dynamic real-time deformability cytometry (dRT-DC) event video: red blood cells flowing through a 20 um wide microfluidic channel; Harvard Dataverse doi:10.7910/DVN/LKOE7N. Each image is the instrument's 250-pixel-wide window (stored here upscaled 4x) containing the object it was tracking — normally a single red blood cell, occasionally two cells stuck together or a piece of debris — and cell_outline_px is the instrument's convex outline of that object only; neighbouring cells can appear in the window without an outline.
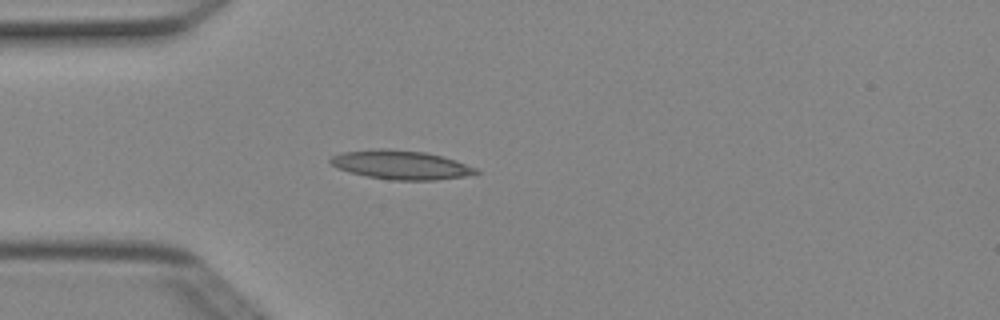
{"species": "Egyptian fruit bat (a non-hibernating species)", "species_latin": "Rousettus aegyptiacus", "temperature_condition": "cold", "stored_images_in_passage": 3, "camera_frame_rate_fps": 3000, "um_per_image_px": 0.085, "animal": {"sex": "female"}, "frame": {"image": 1, "passage_image": 3, "time_ms": 0.667, "image_size_px": [1000, 320], "cell_outline_px": [[480, 172], [464, 176], [436, 180], [392, 180], [368, 176], [336, 168], [328, 160], [332, 156], [344, 152], [380, 148], [388, 148], [424, 152], [444, 156], [456, 160], [476, 168]], "centroid_in_image_um": [34.08, 14.0], "position_along_channel_um": 50.9, "area_um2": 24.39}}